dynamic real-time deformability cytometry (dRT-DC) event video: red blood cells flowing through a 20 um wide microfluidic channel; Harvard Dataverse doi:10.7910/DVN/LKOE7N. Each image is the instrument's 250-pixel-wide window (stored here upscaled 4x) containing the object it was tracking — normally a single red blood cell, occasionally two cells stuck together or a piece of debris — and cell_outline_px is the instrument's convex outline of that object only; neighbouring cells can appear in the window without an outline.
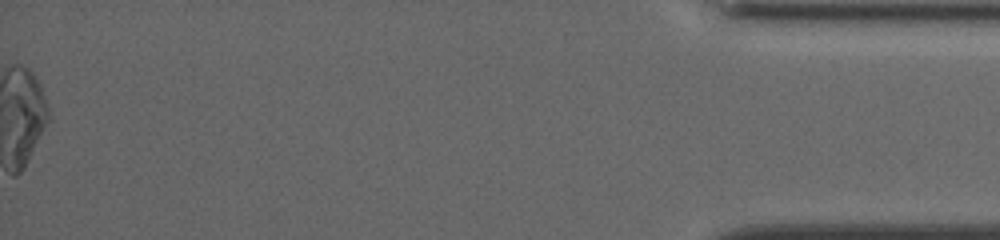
{"species": "common noctule bat (a hibernating species)", "species_latin": "Nyctalus noctula", "temperature_condition": "cold", "stored_images_in_passage": 57, "segment_of_instrument_passage": [2, 2], "camera_frame_rate_fps": 3000, "um_per_image_px": 0.085, "animal": {"sex": "female", "body_mass_g": 19.5, "forearm_length_mm": 54.1}, "frame": {"image": 1, "passage_image": 57, "time_ms": 18.667, "image_size_px": [1000, 240], "cell_outline_px": [[40, 128], [24, 164], [16, 172], [16, 144], [20, 100], [28, 76], [32, 80], [36, 92], [40, 124]], "centroid_in_image_um": [2.29, 10.48], "position_along_channel_um": 432.9, "area_um2": 10.12}}